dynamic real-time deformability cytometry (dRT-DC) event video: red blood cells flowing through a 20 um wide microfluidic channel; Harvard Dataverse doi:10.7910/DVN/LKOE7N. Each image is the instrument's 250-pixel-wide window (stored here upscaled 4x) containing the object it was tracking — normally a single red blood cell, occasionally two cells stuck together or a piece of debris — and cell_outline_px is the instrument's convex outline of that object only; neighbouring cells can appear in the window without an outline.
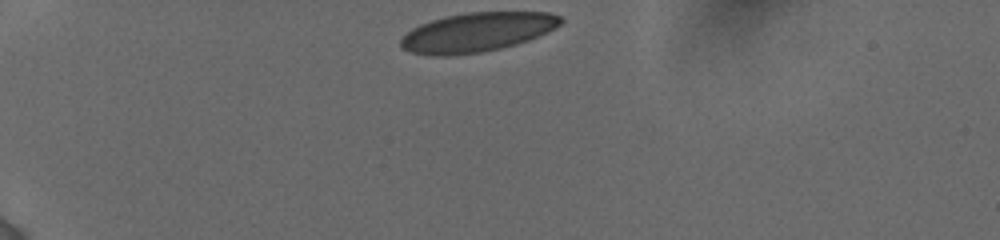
{"species": "human", "species_latin": "Homo sapiens", "temperature_condition": "cold", "stored_images_in_passage": 11, "camera_frame_rate_fps": 3000, "um_per_image_px": 0.085, "donor": {"sex": "female"}, "frame": {"image": 1, "passage_image": 1, "time_ms": 0.0, "image_size_px": [1000, 240], "cell_outline_px": [[564, 20], [556, 28], [548, 32], [528, 40], [516, 44], [500, 48], [480, 52], [448, 56], [436, 56], [412, 52], [400, 48], [400, 40], [412, 28], [420, 24], [444, 16], [468, 12], [548, 12], [560, 16]], "centroid_in_image_um": [40.55, 2.73], "position_along_channel_um": 44.4, "area_um2": 36.53}}
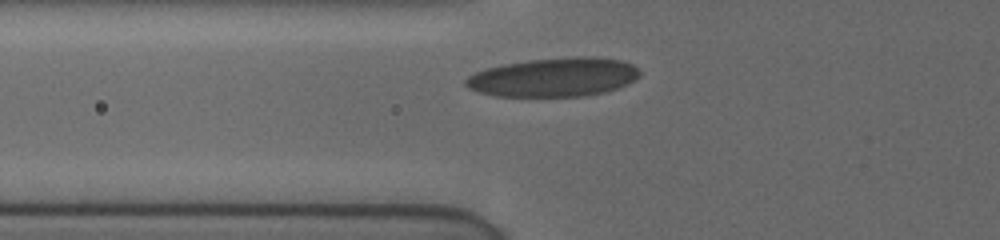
{"frame": {"image": 2, "passage_image": 7, "time_ms": 2.333, "image_size_px": [1000, 240], "cell_outline_px": [[640, 72], [632, 80], [616, 88], [604, 92], [580, 96], [492, 96], [476, 92], [468, 88], [464, 84], [464, 80], [468, 76], [476, 72], [488, 68], [504, 64], [528, 60], [572, 56], [596, 56], [624, 60], [640, 68]], "centroid_in_image_um": [47.04, 6.55], "position_along_channel_um": 78.8, "area_um2": 39.54}}